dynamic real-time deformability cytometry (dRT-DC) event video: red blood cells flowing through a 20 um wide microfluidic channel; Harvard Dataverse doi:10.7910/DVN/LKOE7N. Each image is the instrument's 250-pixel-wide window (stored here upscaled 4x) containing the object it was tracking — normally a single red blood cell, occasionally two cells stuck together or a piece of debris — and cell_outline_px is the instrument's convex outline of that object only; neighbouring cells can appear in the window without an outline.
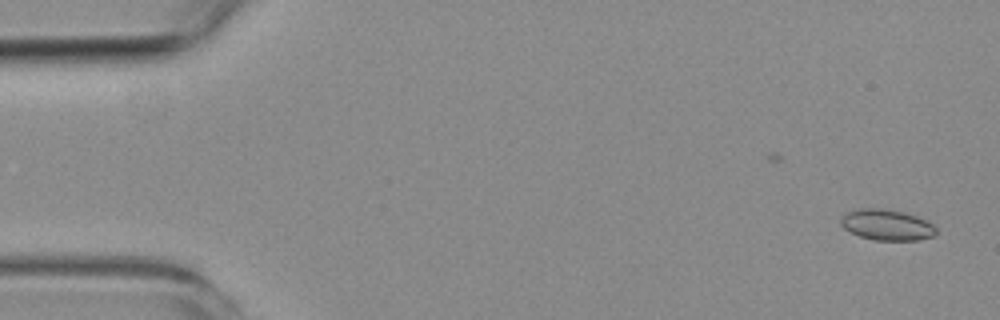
{"species": "common noctule bat (a hibernating species)", "species_latin": "Nyctalus noctula", "temperature_condition": "room temperature", "stored_images_in_passage": 2, "camera_frame_rate_fps": 3000, "um_per_image_px": 0.085, "animal": {"sex": "female", "body_mass_g": 19.3, "forearm_length_mm": 54.1}, "frame": {"image": 1, "passage_image": 2, "time_ms": 1.0, "image_size_px": [1000, 320], "cell_outline_px": [[936, 236], [916, 240], [872, 240], [860, 236], [844, 228], [840, 224], [840, 216], [848, 212], [860, 208], [884, 208], [904, 212], [916, 216], [932, 224], [936, 228]], "centroid_in_image_um": [75.37, 19.11], "position_along_channel_um": 9.6, "area_um2": 17.17}}